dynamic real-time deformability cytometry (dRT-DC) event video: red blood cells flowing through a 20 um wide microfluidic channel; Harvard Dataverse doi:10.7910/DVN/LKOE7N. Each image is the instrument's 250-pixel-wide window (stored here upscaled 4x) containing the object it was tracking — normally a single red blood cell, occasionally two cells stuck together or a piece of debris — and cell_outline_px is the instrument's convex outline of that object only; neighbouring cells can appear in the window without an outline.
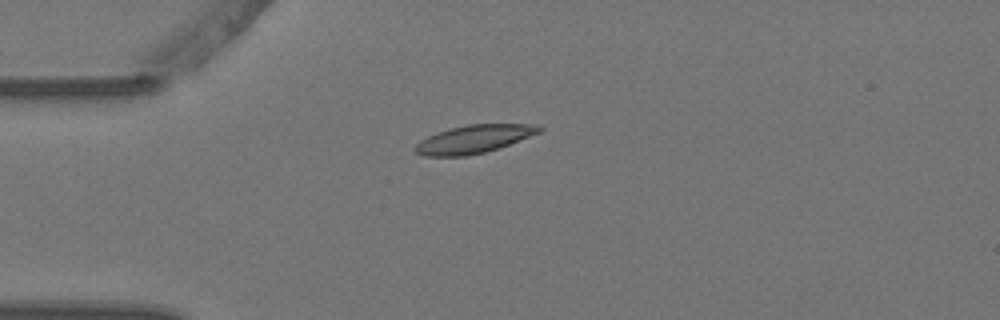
{"species": "Egyptian fruit bat (a non-hibernating species)", "species_latin": "Rousettus aegyptiacus", "temperature_condition": "warm", "stored_images_in_passage": 4, "camera_frame_rate_fps": 3000, "um_per_image_px": 0.085, "animal": {"sex": "female"}, "frame": {"image": 1, "passage_image": 3, "time_ms": 0.667, "image_size_px": [1000, 320], "cell_outline_px": [[544, 128], [540, 132], [508, 144], [484, 152], [464, 156], [424, 156], [416, 152], [412, 148], [420, 140], [436, 132], [468, 124], [540, 124]], "centroid_in_image_um": [40.26, 11.81], "position_along_channel_um": 44.7, "area_um2": 20.11}}